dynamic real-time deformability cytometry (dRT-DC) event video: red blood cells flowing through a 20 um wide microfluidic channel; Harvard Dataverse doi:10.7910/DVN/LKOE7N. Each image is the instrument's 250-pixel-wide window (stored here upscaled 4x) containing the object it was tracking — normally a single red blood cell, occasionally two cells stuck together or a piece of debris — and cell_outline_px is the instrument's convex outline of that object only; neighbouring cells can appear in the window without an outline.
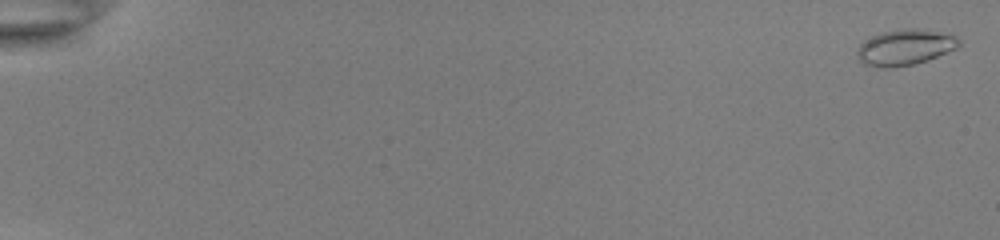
{"species": "common noctule bat (a hibernating species)", "species_latin": "Nyctalus noctula", "temperature_condition": "room temperature", "stored_images_in_passage": 55, "camera_frame_rate_fps": 3000, "um_per_image_px": 0.085, "animal": {"sex": "female", "body_mass_g": 22.0, "forearm_length_mm": 56.7}, "frame": {"image": 1, "passage_image": 2, "time_ms": 0.333, "image_size_px": [1000, 240], "cell_outline_px": [[960, 44], [956, 48], [928, 60], [916, 64], [892, 68], [880, 68], [864, 64], [856, 56], [856, 52], [860, 44], [864, 40], [880, 32], [904, 28], [920, 28], [956, 36], [960, 40]], "centroid_in_image_um": [76.89, 4.03], "position_along_channel_um": 8.1, "area_um2": 21.44}}
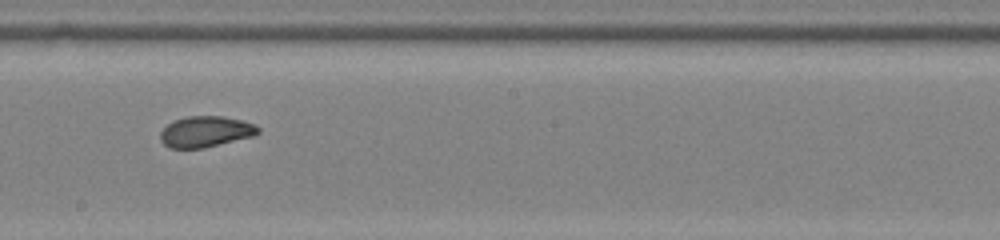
{"frame": {"image": 2, "passage_image": 34, "time_ms": 11.0, "image_size_px": [1000, 240], "cell_outline_px": [[260, 132], [256, 136], [204, 148], [168, 148], [160, 140], [160, 132], [172, 120], [188, 116], [224, 116], [240, 120], [252, 124], [260, 128]], "centroid_in_image_um": [17.48, 11.2], "position_along_channel_um": 230.7, "area_um2": 17.8}}
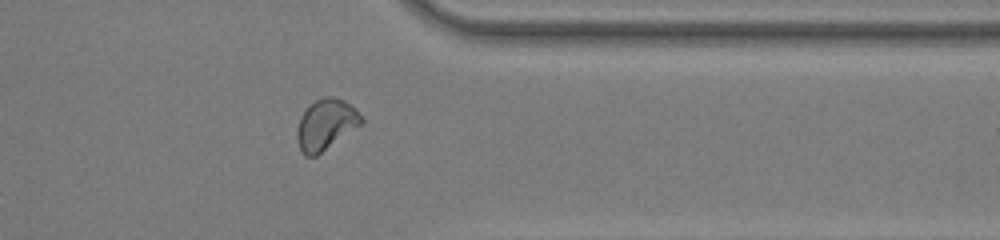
{"frame": {"image": 3, "passage_image": 46, "time_ms": 15.0, "image_size_px": [1000, 240], "cell_outline_px": [[364, 120], [360, 124], [316, 156], [304, 156], [296, 140], [296, 128], [300, 116], [308, 104], [324, 96], [332, 96], [344, 100], [356, 108], [364, 116]], "centroid_in_image_um": [27.67, 10.55], "position_along_channel_um": 383.7, "area_um2": 19.13}, "authors_computed_cell_mechanics": {"area_um2": 18.6694, "velocity_mm_per_s": 3.8933, "shape_relaxation_time_tau1_ms": 5.0457, "shape_relaxation_time_tau2_ms": 1.0538, "deformation_change_tau1": 0.1196, "deformation_change_tau2": 0.0545}}